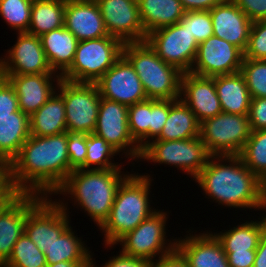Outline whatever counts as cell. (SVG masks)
<instances>
[{
	"mask_svg": "<svg viewBox=\"0 0 266 267\" xmlns=\"http://www.w3.org/2000/svg\"><path fill=\"white\" fill-rule=\"evenodd\" d=\"M13 187L23 194L53 197L67 176L70 166L67 131L58 135H30L10 163Z\"/></svg>",
	"mask_w": 266,
	"mask_h": 267,
	"instance_id": "1",
	"label": "cell"
},
{
	"mask_svg": "<svg viewBox=\"0 0 266 267\" xmlns=\"http://www.w3.org/2000/svg\"><path fill=\"white\" fill-rule=\"evenodd\" d=\"M205 198L240 210L262 209L263 182L236 156H211L193 179ZM242 208V209H241Z\"/></svg>",
	"mask_w": 266,
	"mask_h": 267,
	"instance_id": "2",
	"label": "cell"
},
{
	"mask_svg": "<svg viewBox=\"0 0 266 267\" xmlns=\"http://www.w3.org/2000/svg\"><path fill=\"white\" fill-rule=\"evenodd\" d=\"M124 170L123 168L75 169L53 194L54 196L62 195L63 200L57 199V197L54 200L66 213L71 214L68 206L70 200L69 202L72 203L73 207L83 210L99 228L109 217L121 182L130 174Z\"/></svg>",
	"mask_w": 266,
	"mask_h": 267,
	"instance_id": "3",
	"label": "cell"
},
{
	"mask_svg": "<svg viewBox=\"0 0 266 267\" xmlns=\"http://www.w3.org/2000/svg\"><path fill=\"white\" fill-rule=\"evenodd\" d=\"M152 175L131 173L117 189L109 217L98 228L106 246H114L126 233L134 230L157 209L151 205ZM153 206V208H152Z\"/></svg>",
	"mask_w": 266,
	"mask_h": 267,
	"instance_id": "4",
	"label": "cell"
},
{
	"mask_svg": "<svg viewBox=\"0 0 266 267\" xmlns=\"http://www.w3.org/2000/svg\"><path fill=\"white\" fill-rule=\"evenodd\" d=\"M122 55L136 71L148 99L180 98L183 73L164 62L146 42L125 43Z\"/></svg>",
	"mask_w": 266,
	"mask_h": 267,
	"instance_id": "5",
	"label": "cell"
},
{
	"mask_svg": "<svg viewBox=\"0 0 266 267\" xmlns=\"http://www.w3.org/2000/svg\"><path fill=\"white\" fill-rule=\"evenodd\" d=\"M169 214V211L157 209L134 230L121 237L114 246L104 245L105 250L108 247L109 250L114 249L120 244L119 250L122 253L147 259L150 263L155 261L156 257L169 255L176 250L177 242V237H170L169 240L166 236Z\"/></svg>",
	"mask_w": 266,
	"mask_h": 267,
	"instance_id": "6",
	"label": "cell"
},
{
	"mask_svg": "<svg viewBox=\"0 0 266 267\" xmlns=\"http://www.w3.org/2000/svg\"><path fill=\"white\" fill-rule=\"evenodd\" d=\"M123 45L111 35L79 41L73 63L61 78L76 83H96L122 56Z\"/></svg>",
	"mask_w": 266,
	"mask_h": 267,
	"instance_id": "7",
	"label": "cell"
},
{
	"mask_svg": "<svg viewBox=\"0 0 266 267\" xmlns=\"http://www.w3.org/2000/svg\"><path fill=\"white\" fill-rule=\"evenodd\" d=\"M210 157L205 144L197 136L187 140H151L142 148L139 162L169 165L194 179Z\"/></svg>",
	"mask_w": 266,
	"mask_h": 267,
	"instance_id": "8",
	"label": "cell"
},
{
	"mask_svg": "<svg viewBox=\"0 0 266 267\" xmlns=\"http://www.w3.org/2000/svg\"><path fill=\"white\" fill-rule=\"evenodd\" d=\"M250 134L248 115L222 112L200 123V138L211 156L239 155Z\"/></svg>",
	"mask_w": 266,
	"mask_h": 267,
	"instance_id": "9",
	"label": "cell"
},
{
	"mask_svg": "<svg viewBox=\"0 0 266 267\" xmlns=\"http://www.w3.org/2000/svg\"><path fill=\"white\" fill-rule=\"evenodd\" d=\"M57 92L63 97L65 104L67 131L93 133L101 99L95 83H76L61 79Z\"/></svg>",
	"mask_w": 266,
	"mask_h": 267,
	"instance_id": "10",
	"label": "cell"
},
{
	"mask_svg": "<svg viewBox=\"0 0 266 267\" xmlns=\"http://www.w3.org/2000/svg\"><path fill=\"white\" fill-rule=\"evenodd\" d=\"M93 133L121 153L120 158H128L127 163L130 161L135 167V162H139L142 149L129 131L128 106L101 97Z\"/></svg>",
	"mask_w": 266,
	"mask_h": 267,
	"instance_id": "11",
	"label": "cell"
},
{
	"mask_svg": "<svg viewBox=\"0 0 266 267\" xmlns=\"http://www.w3.org/2000/svg\"><path fill=\"white\" fill-rule=\"evenodd\" d=\"M145 41L167 64L175 66L182 73L191 71L198 43L194 35L179 22L152 31L147 34Z\"/></svg>",
	"mask_w": 266,
	"mask_h": 267,
	"instance_id": "12",
	"label": "cell"
},
{
	"mask_svg": "<svg viewBox=\"0 0 266 267\" xmlns=\"http://www.w3.org/2000/svg\"><path fill=\"white\" fill-rule=\"evenodd\" d=\"M244 53L233 44L212 35L198 44L190 73L202 77H215L241 71Z\"/></svg>",
	"mask_w": 266,
	"mask_h": 267,
	"instance_id": "13",
	"label": "cell"
},
{
	"mask_svg": "<svg viewBox=\"0 0 266 267\" xmlns=\"http://www.w3.org/2000/svg\"><path fill=\"white\" fill-rule=\"evenodd\" d=\"M69 218L52 197H44L27 214L24 233L44 253L70 226Z\"/></svg>",
	"mask_w": 266,
	"mask_h": 267,
	"instance_id": "14",
	"label": "cell"
},
{
	"mask_svg": "<svg viewBox=\"0 0 266 267\" xmlns=\"http://www.w3.org/2000/svg\"><path fill=\"white\" fill-rule=\"evenodd\" d=\"M95 85L102 98L126 106L148 99L136 71L123 55Z\"/></svg>",
	"mask_w": 266,
	"mask_h": 267,
	"instance_id": "15",
	"label": "cell"
},
{
	"mask_svg": "<svg viewBox=\"0 0 266 267\" xmlns=\"http://www.w3.org/2000/svg\"><path fill=\"white\" fill-rule=\"evenodd\" d=\"M16 34L13 46L0 57V74L54 73L46 58L40 37L26 32Z\"/></svg>",
	"mask_w": 266,
	"mask_h": 267,
	"instance_id": "16",
	"label": "cell"
},
{
	"mask_svg": "<svg viewBox=\"0 0 266 267\" xmlns=\"http://www.w3.org/2000/svg\"><path fill=\"white\" fill-rule=\"evenodd\" d=\"M95 1L100 8L109 35L119 39L123 44L146 40L137 0Z\"/></svg>",
	"mask_w": 266,
	"mask_h": 267,
	"instance_id": "17",
	"label": "cell"
},
{
	"mask_svg": "<svg viewBox=\"0 0 266 267\" xmlns=\"http://www.w3.org/2000/svg\"><path fill=\"white\" fill-rule=\"evenodd\" d=\"M14 87L19 109L29 117L43 106L57 91L62 79L56 73L42 74H0Z\"/></svg>",
	"mask_w": 266,
	"mask_h": 267,
	"instance_id": "18",
	"label": "cell"
},
{
	"mask_svg": "<svg viewBox=\"0 0 266 267\" xmlns=\"http://www.w3.org/2000/svg\"><path fill=\"white\" fill-rule=\"evenodd\" d=\"M193 232L189 228L176 242V250L189 267H229L222 244L210 230Z\"/></svg>",
	"mask_w": 266,
	"mask_h": 267,
	"instance_id": "19",
	"label": "cell"
},
{
	"mask_svg": "<svg viewBox=\"0 0 266 267\" xmlns=\"http://www.w3.org/2000/svg\"><path fill=\"white\" fill-rule=\"evenodd\" d=\"M20 193L0 214V267L10 257L14 244L25 232L27 214L43 199Z\"/></svg>",
	"mask_w": 266,
	"mask_h": 267,
	"instance_id": "20",
	"label": "cell"
},
{
	"mask_svg": "<svg viewBox=\"0 0 266 267\" xmlns=\"http://www.w3.org/2000/svg\"><path fill=\"white\" fill-rule=\"evenodd\" d=\"M180 99L195 114L199 123L222 113L214 79L190 72L181 78Z\"/></svg>",
	"mask_w": 266,
	"mask_h": 267,
	"instance_id": "21",
	"label": "cell"
},
{
	"mask_svg": "<svg viewBox=\"0 0 266 267\" xmlns=\"http://www.w3.org/2000/svg\"><path fill=\"white\" fill-rule=\"evenodd\" d=\"M213 35L226 40L245 52L252 21L232 0L214 6L210 10Z\"/></svg>",
	"mask_w": 266,
	"mask_h": 267,
	"instance_id": "22",
	"label": "cell"
},
{
	"mask_svg": "<svg viewBox=\"0 0 266 267\" xmlns=\"http://www.w3.org/2000/svg\"><path fill=\"white\" fill-rule=\"evenodd\" d=\"M64 27L78 41L109 36L95 0L65 1Z\"/></svg>",
	"mask_w": 266,
	"mask_h": 267,
	"instance_id": "23",
	"label": "cell"
},
{
	"mask_svg": "<svg viewBox=\"0 0 266 267\" xmlns=\"http://www.w3.org/2000/svg\"><path fill=\"white\" fill-rule=\"evenodd\" d=\"M40 40L53 72L62 76L73 63L79 41L64 26L41 35Z\"/></svg>",
	"mask_w": 266,
	"mask_h": 267,
	"instance_id": "24",
	"label": "cell"
},
{
	"mask_svg": "<svg viewBox=\"0 0 266 267\" xmlns=\"http://www.w3.org/2000/svg\"><path fill=\"white\" fill-rule=\"evenodd\" d=\"M224 113L248 115L251 95L241 72L212 77Z\"/></svg>",
	"mask_w": 266,
	"mask_h": 267,
	"instance_id": "25",
	"label": "cell"
},
{
	"mask_svg": "<svg viewBox=\"0 0 266 267\" xmlns=\"http://www.w3.org/2000/svg\"><path fill=\"white\" fill-rule=\"evenodd\" d=\"M259 215L258 220L249 219L244 223L239 222L233 228L229 227L231 228L229 230L212 232L222 244L224 252H247V250L257 249L261 238L266 233V218L263 214Z\"/></svg>",
	"mask_w": 266,
	"mask_h": 267,
	"instance_id": "26",
	"label": "cell"
},
{
	"mask_svg": "<svg viewBox=\"0 0 266 267\" xmlns=\"http://www.w3.org/2000/svg\"><path fill=\"white\" fill-rule=\"evenodd\" d=\"M30 135L45 137L67 131L65 104L56 91L49 100L29 117Z\"/></svg>",
	"mask_w": 266,
	"mask_h": 267,
	"instance_id": "27",
	"label": "cell"
},
{
	"mask_svg": "<svg viewBox=\"0 0 266 267\" xmlns=\"http://www.w3.org/2000/svg\"><path fill=\"white\" fill-rule=\"evenodd\" d=\"M139 15L147 34L152 31L176 24L186 10L179 0H137Z\"/></svg>",
	"mask_w": 266,
	"mask_h": 267,
	"instance_id": "28",
	"label": "cell"
},
{
	"mask_svg": "<svg viewBox=\"0 0 266 267\" xmlns=\"http://www.w3.org/2000/svg\"><path fill=\"white\" fill-rule=\"evenodd\" d=\"M200 136V123L190 108L179 98L170 100L168 118L160 135L153 140H187Z\"/></svg>",
	"mask_w": 266,
	"mask_h": 267,
	"instance_id": "29",
	"label": "cell"
},
{
	"mask_svg": "<svg viewBox=\"0 0 266 267\" xmlns=\"http://www.w3.org/2000/svg\"><path fill=\"white\" fill-rule=\"evenodd\" d=\"M29 137V116L20 109L10 117L0 118V159L11 163Z\"/></svg>",
	"mask_w": 266,
	"mask_h": 267,
	"instance_id": "30",
	"label": "cell"
},
{
	"mask_svg": "<svg viewBox=\"0 0 266 267\" xmlns=\"http://www.w3.org/2000/svg\"><path fill=\"white\" fill-rule=\"evenodd\" d=\"M70 225L54 243L44 252L46 264L52 265L61 261L92 262L94 254L87 247L82 237Z\"/></svg>",
	"mask_w": 266,
	"mask_h": 267,
	"instance_id": "31",
	"label": "cell"
},
{
	"mask_svg": "<svg viewBox=\"0 0 266 267\" xmlns=\"http://www.w3.org/2000/svg\"><path fill=\"white\" fill-rule=\"evenodd\" d=\"M65 0H42L32 3L30 26L26 33L41 35L64 26Z\"/></svg>",
	"mask_w": 266,
	"mask_h": 267,
	"instance_id": "32",
	"label": "cell"
},
{
	"mask_svg": "<svg viewBox=\"0 0 266 267\" xmlns=\"http://www.w3.org/2000/svg\"><path fill=\"white\" fill-rule=\"evenodd\" d=\"M120 153L108 144L103 138L94 133L87 134V155L85 163L79 169L108 170L124 168L122 162L114 161V156ZM121 164V165H120Z\"/></svg>",
	"mask_w": 266,
	"mask_h": 267,
	"instance_id": "33",
	"label": "cell"
},
{
	"mask_svg": "<svg viewBox=\"0 0 266 267\" xmlns=\"http://www.w3.org/2000/svg\"><path fill=\"white\" fill-rule=\"evenodd\" d=\"M238 156L262 182L266 180V129L251 131Z\"/></svg>",
	"mask_w": 266,
	"mask_h": 267,
	"instance_id": "34",
	"label": "cell"
},
{
	"mask_svg": "<svg viewBox=\"0 0 266 267\" xmlns=\"http://www.w3.org/2000/svg\"><path fill=\"white\" fill-rule=\"evenodd\" d=\"M45 254L24 233L14 244L12 253L1 267H46Z\"/></svg>",
	"mask_w": 266,
	"mask_h": 267,
	"instance_id": "35",
	"label": "cell"
},
{
	"mask_svg": "<svg viewBox=\"0 0 266 267\" xmlns=\"http://www.w3.org/2000/svg\"><path fill=\"white\" fill-rule=\"evenodd\" d=\"M32 2L0 0V17L15 33L27 32L30 26Z\"/></svg>",
	"mask_w": 266,
	"mask_h": 267,
	"instance_id": "36",
	"label": "cell"
},
{
	"mask_svg": "<svg viewBox=\"0 0 266 267\" xmlns=\"http://www.w3.org/2000/svg\"><path fill=\"white\" fill-rule=\"evenodd\" d=\"M128 126L141 149L150 142V99L128 106Z\"/></svg>",
	"mask_w": 266,
	"mask_h": 267,
	"instance_id": "37",
	"label": "cell"
},
{
	"mask_svg": "<svg viewBox=\"0 0 266 267\" xmlns=\"http://www.w3.org/2000/svg\"><path fill=\"white\" fill-rule=\"evenodd\" d=\"M240 72L251 98H266V60L243 59Z\"/></svg>",
	"mask_w": 266,
	"mask_h": 267,
	"instance_id": "38",
	"label": "cell"
},
{
	"mask_svg": "<svg viewBox=\"0 0 266 267\" xmlns=\"http://www.w3.org/2000/svg\"><path fill=\"white\" fill-rule=\"evenodd\" d=\"M179 23L194 35L198 44L213 35V24L210 11H186Z\"/></svg>",
	"mask_w": 266,
	"mask_h": 267,
	"instance_id": "39",
	"label": "cell"
},
{
	"mask_svg": "<svg viewBox=\"0 0 266 267\" xmlns=\"http://www.w3.org/2000/svg\"><path fill=\"white\" fill-rule=\"evenodd\" d=\"M243 59L266 60V20L252 23Z\"/></svg>",
	"mask_w": 266,
	"mask_h": 267,
	"instance_id": "40",
	"label": "cell"
},
{
	"mask_svg": "<svg viewBox=\"0 0 266 267\" xmlns=\"http://www.w3.org/2000/svg\"><path fill=\"white\" fill-rule=\"evenodd\" d=\"M169 110L170 100L150 99V141L162 132Z\"/></svg>",
	"mask_w": 266,
	"mask_h": 267,
	"instance_id": "41",
	"label": "cell"
},
{
	"mask_svg": "<svg viewBox=\"0 0 266 267\" xmlns=\"http://www.w3.org/2000/svg\"><path fill=\"white\" fill-rule=\"evenodd\" d=\"M67 150L70 166L79 169L86 160L87 134L69 133L67 131Z\"/></svg>",
	"mask_w": 266,
	"mask_h": 267,
	"instance_id": "42",
	"label": "cell"
},
{
	"mask_svg": "<svg viewBox=\"0 0 266 267\" xmlns=\"http://www.w3.org/2000/svg\"><path fill=\"white\" fill-rule=\"evenodd\" d=\"M18 110V97L14 87L0 76V118L10 117Z\"/></svg>",
	"mask_w": 266,
	"mask_h": 267,
	"instance_id": "43",
	"label": "cell"
},
{
	"mask_svg": "<svg viewBox=\"0 0 266 267\" xmlns=\"http://www.w3.org/2000/svg\"><path fill=\"white\" fill-rule=\"evenodd\" d=\"M248 120L251 131L266 129V98H252Z\"/></svg>",
	"mask_w": 266,
	"mask_h": 267,
	"instance_id": "44",
	"label": "cell"
},
{
	"mask_svg": "<svg viewBox=\"0 0 266 267\" xmlns=\"http://www.w3.org/2000/svg\"><path fill=\"white\" fill-rule=\"evenodd\" d=\"M96 264L95 258L92 259V267H150V262L147 259L128 256L120 250L116 256L109 257L105 264L103 263L101 266Z\"/></svg>",
	"mask_w": 266,
	"mask_h": 267,
	"instance_id": "45",
	"label": "cell"
},
{
	"mask_svg": "<svg viewBox=\"0 0 266 267\" xmlns=\"http://www.w3.org/2000/svg\"><path fill=\"white\" fill-rule=\"evenodd\" d=\"M252 21L266 20V0H232Z\"/></svg>",
	"mask_w": 266,
	"mask_h": 267,
	"instance_id": "46",
	"label": "cell"
},
{
	"mask_svg": "<svg viewBox=\"0 0 266 267\" xmlns=\"http://www.w3.org/2000/svg\"><path fill=\"white\" fill-rule=\"evenodd\" d=\"M11 182L10 162L0 159V196H18Z\"/></svg>",
	"mask_w": 266,
	"mask_h": 267,
	"instance_id": "47",
	"label": "cell"
},
{
	"mask_svg": "<svg viewBox=\"0 0 266 267\" xmlns=\"http://www.w3.org/2000/svg\"><path fill=\"white\" fill-rule=\"evenodd\" d=\"M229 267H253L256 250H247V252H225Z\"/></svg>",
	"mask_w": 266,
	"mask_h": 267,
	"instance_id": "48",
	"label": "cell"
},
{
	"mask_svg": "<svg viewBox=\"0 0 266 267\" xmlns=\"http://www.w3.org/2000/svg\"><path fill=\"white\" fill-rule=\"evenodd\" d=\"M150 267H189L186 260L177 251H173L169 255L156 258L155 261L150 263Z\"/></svg>",
	"mask_w": 266,
	"mask_h": 267,
	"instance_id": "49",
	"label": "cell"
},
{
	"mask_svg": "<svg viewBox=\"0 0 266 267\" xmlns=\"http://www.w3.org/2000/svg\"><path fill=\"white\" fill-rule=\"evenodd\" d=\"M186 11H210L225 0H179Z\"/></svg>",
	"mask_w": 266,
	"mask_h": 267,
	"instance_id": "50",
	"label": "cell"
},
{
	"mask_svg": "<svg viewBox=\"0 0 266 267\" xmlns=\"http://www.w3.org/2000/svg\"><path fill=\"white\" fill-rule=\"evenodd\" d=\"M253 267H266V233L261 238L256 249V256Z\"/></svg>",
	"mask_w": 266,
	"mask_h": 267,
	"instance_id": "51",
	"label": "cell"
},
{
	"mask_svg": "<svg viewBox=\"0 0 266 267\" xmlns=\"http://www.w3.org/2000/svg\"><path fill=\"white\" fill-rule=\"evenodd\" d=\"M46 267H92V262H68L61 261Z\"/></svg>",
	"mask_w": 266,
	"mask_h": 267,
	"instance_id": "52",
	"label": "cell"
},
{
	"mask_svg": "<svg viewBox=\"0 0 266 267\" xmlns=\"http://www.w3.org/2000/svg\"><path fill=\"white\" fill-rule=\"evenodd\" d=\"M17 196H0V214Z\"/></svg>",
	"mask_w": 266,
	"mask_h": 267,
	"instance_id": "53",
	"label": "cell"
},
{
	"mask_svg": "<svg viewBox=\"0 0 266 267\" xmlns=\"http://www.w3.org/2000/svg\"><path fill=\"white\" fill-rule=\"evenodd\" d=\"M263 216L266 218V180L263 181V192H262V209ZM265 212V214H264Z\"/></svg>",
	"mask_w": 266,
	"mask_h": 267,
	"instance_id": "54",
	"label": "cell"
},
{
	"mask_svg": "<svg viewBox=\"0 0 266 267\" xmlns=\"http://www.w3.org/2000/svg\"><path fill=\"white\" fill-rule=\"evenodd\" d=\"M29 1H31L33 3V2H38V1H42V0H29Z\"/></svg>",
	"mask_w": 266,
	"mask_h": 267,
	"instance_id": "55",
	"label": "cell"
}]
</instances>
